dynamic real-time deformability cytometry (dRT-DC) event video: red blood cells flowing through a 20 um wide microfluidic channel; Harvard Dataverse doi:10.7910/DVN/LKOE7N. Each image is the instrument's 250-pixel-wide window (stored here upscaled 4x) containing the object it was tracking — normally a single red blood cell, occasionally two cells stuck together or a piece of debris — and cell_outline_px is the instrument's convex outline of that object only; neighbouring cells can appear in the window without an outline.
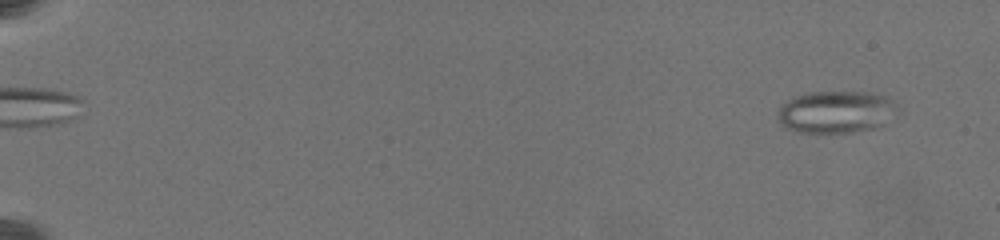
{"species": "common noctule bat (a hibernating species)", "species_latin": "Nyctalus noctula", "temperature_condition": "warm", "stored_images_in_passage": 42, "camera_frame_rate_fps": 3000, "um_per_image_px": 0.085, "animal": {"sex": "female", "body_mass_g": 19.5, "forearm_length_mm": 54.1}, "frame": {"image": 1, "passage_image": 4, "time_ms": 1.333, "image_size_px": [1000, 240], "cell_outline_px": [[888, 104], [880, 124], [872, 128], [848, 132], [800, 132], [784, 128], [780, 124], [776, 116], [780, 108], [788, 100], [796, 96], [812, 92], [868, 92], [880, 96], [888, 100]], "centroid_in_image_um": [70.77, 9.52], "position_along_channel_um": 14.2, "area_um2": 27.51}}
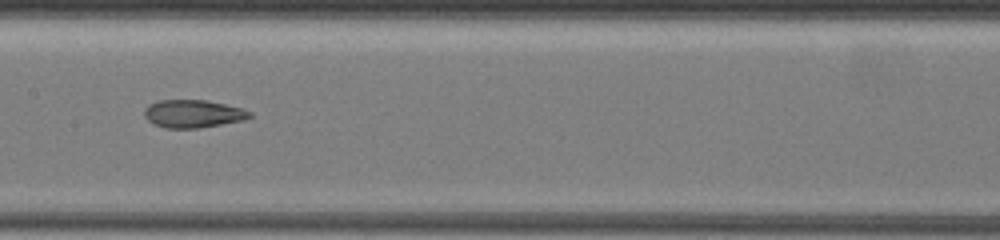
{"frame": {"image": 2, "passage_image": 24, "time_ms": 11.667, "image_size_px": [1000, 240], "cell_outline_px": [[252, 116], [244, 120], [200, 128], [164, 128], [152, 124], [144, 116], [144, 108], [148, 104], [160, 100], [208, 100], [244, 108], [252, 112]], "centroid_in_image_um": [16.41, 9.66], "position_along_channel_um": 191.0, "area_um2": 17.4}}
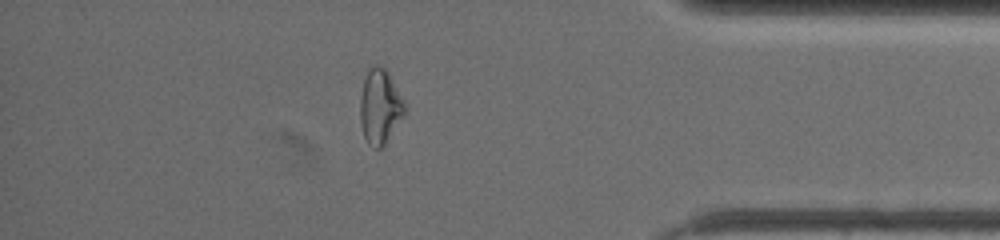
{"frame": {"image": 3, "passage_image": 38, "time_ms": 18.333, "image_size_px": [1000, 240], "cell_outline_px": [[404, 116], [384, 144], [380, 148], [376, 148], [368, 144], [364, 136], [360, 120], [360, 96], [364, 80], [368, 72], [376, 64], [380, 64], [388, 72], [404, 100]], "centroid_in_image_um": [32.29, 9.06], "position_along_channel_um": 402.9, "area_um2": 19.07}, "authors_computed_cell_mechanics": {"area_um2": 20.5479, "velocity_mm_per_s": 3.5215, "shape_relaxation_time_tau1_ms": null, "shape_relaxation_time_tau2_ms": 1.8182, "deformation_change_tau1": null, "deformation_change_tau2": 0.0888}}